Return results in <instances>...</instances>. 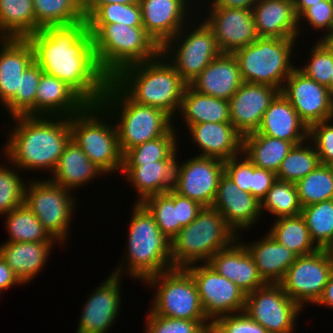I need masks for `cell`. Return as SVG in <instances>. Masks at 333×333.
Listing matches in <instances>:
<instances>
[{
  "mask_svg": "<svg viewBox=\"0 0 333 333\" xmlns=\"http://www.w3.org/2000/svg\"><path fill=\"white\" fill-rule=\"evenodd\" d=\"M237 239L224 217L213 207H204L197 218L182 227L171 240L173 268L207 263L210 258L229 247Z\"/></svg>",
  "mask_w": 333,
  "mask_h": 333,
  "instance_id": "obj_7",
  "label": "cell"
},
{
  "mask_svg": "<svg viewBox=\"0 0 333 333\" xmlns=\"http://www.w3.org/2000/svg\"><path fill=\"white\" fill-rule=\"evenodd\" d=\"M285 83L280 92L308 128L314 123L333 119V95L328 87L307 77L297 67Z\"/></svg>",
  "mask_w": 333,
  "mask_h": 333,
  "instance_id": "obj_17",
  "label": "cell"
},
{
  "mask_svg": "<svg viewBox=\"0 0 333 333\" xmlns=\"http://www.w3.org/2000/svg\"><path fill=\"white\" fill-rule=\"evenodd\" d=\"M310 237L319 249L333 242V199L302 207Z\"/></svg>",
  "mask_w": 333,
  "mask_h": 333,
  "instance_id": "obj_43",
  "label": "cell"
},
{
  "mask_svg": "<svg viewBox=\"0 0 333 333\" xmlns=\"http://www.w3.org/2000/svg\"><path fill=\"white\" fill-rule=\"evenodd\" d=\"M333 119L317 122L309 127L308 139L314 145L321 164L333 162Z\"/></svg>",
  "mask_w": 333,
  "mask_h": 333,
  "instance_id": "obj_52",
  "label": "cell"
},
{
  "mask_svg": "<svg viewBox=\"0 0 333 333\" xmlns=\"http://www.w3.org/2000/svg\"><path fill=\"white\" fill-rule=\"evenodd\" d=\"M316 305H323L328 308H333V271L330 274L328 283L324 287L323 293Z\"/></svg>",
  "mask_w": 333,
  "mask_h": 333,
  "instance_id": "obj_60",
  "label": "cell"
},
{
  "mask_svg": "<svg viewBox=\"0 0 333 333\" xmlns=\"http://www.w3.org/2000/svg\"><path fill=\"white\" fill-rule=\"evenodd\" d=\"M331 5H333V0H327Z\"/></svg>",
  "mask_w": 333,
  "mask_h": 333,
  "instance_id": "obj_66",
  "label": "cell"
},
{
  "mask_svg": "<svg viewBox=\"0 0 333 333\" xmlns=\"http://www.w3.org/2000/svg\"><path fill=\"white\" fill-rule=\"evenodd\" d=\"M36 32L46 27L71 25L85 19L82 0H32Z\"/></svg>",
  "mask_w": 333,
  "mask_h": 333,
  "instance_id": "obj_38",
  "label": "cell"
},
{
  "mask_svg": "<svg viewBox=\"0 0 333 333\" xmlns=\"http://www.w3.org/2000/svg\"><path fill=\"white\" fill-rule=\"evenodd\" d=\"M280 90L243 82L229 99L230 122L244 136L257 131L263 115Z\"/></svg>",
  "mask_w": 333,
  "mask_h": 333,
  "instance_id": "obj_21",
  "label": "cell"
},
{
  "mask_svg": "<svg viewBox=\"0 0 333 333\" xmlns=\"http://www.w3.org/2000/svg\"><path fill=\"white\" fill-rule=\"evenodd\" d=\"M327 87H328L329 92L333 95V71H332V75L330 78V83Z\"/></svg>",
  "mask_w": 333,
  "mask_h": 333,
  "instance_id": "obj_64",
  "label": "cell"
},
{
  "mask_svg": "<svg viewBox=\"0 0 333 333\" xmlns=\"http://www.w3.org/2000/svg\"><path fill=\"white\" fill-rule=\"evenodd\" d=\"M191 141L201 149L199 156L226 161L242 154L243 135L231 122L189 125Z\"/></svg>",
  "mask_w": 333,
  "mask_h": 333,
  "instance_id": "obj_25",
  "label": "cell"
},
{
  "mask_svg": "<svg viewBox=\"0 0 333 333\" xmlns=\"http://www.w3.org/2000/svg\"><path fill=\"white\" fill-rule=\"evenodd\" d=\"M145 333H210L208 320H185L159 316L149 310Z\"/></svg>",
  "mask_w": 333,
  "mask_h": 333,
  "instance_id": "obj_49",
  "label": "cell"
},
{
  "mask_svg": "<svg viewBox=\"0 0 333 333\" xmlns=\"http://www.w3.org/2000/svg\"><path fill=\"white\" fill-rule=\"evenodd\" d=\"M319 39L324 47L333 55V30L331 32L325 33V35Z\"/></svg>",
  "mask_w": 333,
  "mask_h": 333,
  "instance_id": "obj_62",
  "label": "cell"
},
{
  "mask_svg": "<svg viewBox=\"0 0 333 333\" xmlns=\"http://www.w3.org/2000/svg\"><path fill=\"white\" fill-rule=\"evenodd\" d=\"M311 60L298 69L318 84L328 86L333 71V55L318 42L310 49Z\"/></svg>",
  "mask_w": 333,
  "mask_h": 333,
  "instance_id": "obj_50",
  "label": "cell"
},
{
  "mask_svg": "<svg viewBox=\"0 0 333 333\" xmlns=\"http://www.w3.org/2000/svg\"><path fill=\"white\" fill-rule=\"evenodd\" d=\"M203 208L199 202L177 193L178 221L182 227L188 226L194 221Z\"/></svg>",
  "mask_w": 333,
  "mask_h": 333,
  "instance_id": "obj_56",
  "label": "cell"
},
{
  "mask_svg": "<svg viewBox=\"0 0 333 333\" xmlns=\"http://www.w3.org/2000/svg\"><path fill=\"white\" fill-rule=\"evenodd\" d=\"M258 37L297 38L298 18L289 0H258L252 8Z\"/></svg>",
  "mask_w": 333,
  "mask_h": 333,
  "instance_id": "obj_30",
  "label": "cell"
},
{
  "mask_svg": "<svg viewBox=\"0 0 333 333\" xmlns=\"http://www.w3.org/2000/svg\"><path fill=\"white\" fill-rule=\"evenodd\" d=\"M297 39L258 37L234 51L243 82L268 85L281 91L296 68L290 59Z\"/></svg>",
  "mask_w": 333,
  "mask_h": 333,
  "instance_id": "obj_9",
  "label": "cell"
},
{
  "mask_svg": "<svg viewBox=\"0 0 333 333\" xmlns=\"http://www.w3.org/2000/svg\"><path fill=\"white\" fill-rule=\"evenodd\" d=\"M35 32L32 0H0V38H28Z\"/></svg>",
  "mask_w": 333,
  "mask_h": 333,
  "instance_id": "obj_36",
  "label": "cell"
},
{
  "mask_svg": "<svg viewBox=\"0 0 333 333\" xmlns=\"http://www.w3.org/2000/svg\"><path fill=\"white\" fill-rule=\"evenodd\" d=\"M256 132L298 145L308 140L309 128L280 92L265 111Z\"/></svg>",
  "mask_w": 333,
  "mask_h": 333,
  "instance_id": "obj_28",
  "label": "cell"
},
{
  "mask_svg": "<svg viewBox=\"0 0 333 333\" xmlns=\"http://www.w3.org/2000/svg\"><path fill=\"white\" fill-rule=\"evenodd\" d=\"M88 24L122 23L143 26L140 3L106 4L100 6L88 19Z\"/></svg>",
  "mask_w": 333,
  "mask_h": 333,
  "instance_id": "obj_48",
  "label": "cell"
},
{
  "mask_svg": "<svg viewBox=\"0 0 333 333\" xmlns=\"http://www.w3.org/2000/svg\"><path fill=\"white\" fill-rule=\"evenodd\" d=\"M112 80L136 103L159 108L172 119L179 111L186 83L161 53L123 68Z\"/></svg>",
  "mask_w": 333,
  "mask_h": 333,
  "instance_id": "obj_3",
  "label": "cell"
},
{
  "mask_svg": "<svg viewBox=\"0 0 333 333\" xmlns=\"http://www.w3.org/2000/svg\"><path fill=\"white\" fill-rule=\"evenodd\" d=\"M108 117L110 114L100 104H88L69 117L71 139L104 175L120 172L123 166L114 120Z\"/></svg>",
  "mask_w": 333,
  "mask_h": 333,
  "instance_id": "obj_8",
  "label": "cell"
},
{
  "mask_svg": "<svg viewBox=\"0 0 333 333\" xmlns=\"http://www.w3.org/2000/svg\"><path fill=\"white\" fill-rule=\"evenodd\" d=\"M331 260L333 261V242L326 248Z\"/></svg>",
  "mask_w": 333,
  "mask_h": 333,
  "instance_id": "obj_63",
  "label": "cell"
},
{
  "mask_svg": "<svg viewBox=\"0 0 333 333\" xmlns=\"http://www.w3.org/2000/svg\"><path fill=\"white\" fill-rule=\"evenodd\" d=\"M16 284L23 285L0 256V294L3 290L14 287Z\"/></svg>",
  "mask_w": 333,
  "mask_h": 333,
  "instance_id": "obj_57",
  "label": "cell"
},
{
  "mask_svg": "<svg viewBox=\"0 0 333 333\" xmlns=\"http://www.w3.org/2000/svg\"><path fill=\"white\" fill-rule=\"evenodd\" d=\"M11 119L16 125L3 148L7 161L18 170L52 173L71 138L69 117L19 115Z\"/></svg>",
  "mask_w": 333,
  "mask_h": 333,
  "instance_id": "obj_2",
  "label": "cell"
},
{
  "mask_svg": "<svg viewBox=\"0 0 333 333\" xmlns=\"http://www.w3.org/2000/svg\"><path fill=\"white\" fill-rule=\"evenodd\" d=\"M176 127H173L163 136L139 144L123 154V166H140L142 163L168 160L178 153Z\"/></svg>",
  "mask_w": 333,
  "mask_h": 333,
  "instance_id": "obj_40",
  "label": "cell"
},
{
  "mask_svg": "<svg viewBox=\"0 0 333 333\" xmlns=\"http://www.w3.org/2000/svg\"><path fill=\"white\" fill-rule=\"evenodd\" d=\"M185 269L196 283L201 306L211 323L223 315L244 311L246 294L231 280L218 274L207 263L191 264Z\"/></svg>",
  "mask_w": 333,
  "mask_h": 333,
  "instance_id": "obj_14",
  "label": "cell"
},
{
  "mask_svg": "<svg viewBox=\"0 0 333 333\" xmlns=\"http://www.w3.org/2000/svg\"><path fill=\"white\" fill-rule=\"evenodd\" d=\"M43 71L34 61L20 77V91L5 106L9 116H36V93Z\"/></svg>",
  "mask_w": 333,
  "mask_h": 333,
  "instance_id": "obj_46",
  "label": "cell"
},
{
  "mask_svg": "<svg viewBox=\"0 0 333 333\" xmlns=\"http://www.w3.org/2000/svg\"><path fill=\"white\" fill-rule=\"evenodd\" d=\"M211 8V9H210ZM205 23L212 29L222 53L232 54L257 38L251 9L210 7Z\"/></svg>",
  "mask_w": 333,
  "mask_h": 333,
  "instance_id": "obj_18",
  "label": "cell"
},
{
  "mask_svg": "<svg viewBox=\"0 0 333 333\" xmlns=\"http://www.w3.org/2000/svg\"><path fill=\"white\" fill-rule=\"evenodd\" d=\"M100 174L103 175L104 173L89 160L82 149L70 138L51 174L53 176L48 179L72 192V190L90 183Z\"/></svg>",
  "mask_w": 333,
  "mask_h": 333,
  "instance_id": "obj_33",
  "label": "cell"
},
{
  "mask_svg": "<svg viewBox=\"0 0 333 333\" xmlns=\"http://www.w3.org/2000/svg\"><path fill=\"white\" fill-rule=\"evenodd\" d=\"M192 2L189 0H139L143 27L161 48L190 23V18L193 19ZM190 5L191 7H188Z\"/></svg>",
  "mask_w": 333,
  "mask_h": 333,
  "instance_id": "obj_20",
  "label": "cell"
},
{
  "mask_svg": "<svg viewBox=\"0 0 333 333\" xmlns=\"http://www.w3.org/2000/svg\"><path fill=\"white\" fill-rule=\"evenodd\" d=\"M332 271L333 261L327 250L318 249L314 253L297 256L278 284L303 308L304 304H316Z\"/></svg>",
  "mask_w": 333,
  "mask_h": 333,
  "instance_id": "obj_13",
  "label": "cell"
},
{
  "mask_svg": "<svg viewBox=\"0 0 333 333\" xmlns=\"http://www.w3.org/2000/svg\"><path fill=\"white\" fill-rule=\"evenodd\" d=\"M277 181V175L273 171L257 167L253 164V181L251 194L260 202L266 196L268 190Z\"/></svg>",
  "mask_w": 333,
  "mask_h": 333,
  "instance_id": "obj_55",
  "label": "cell"
},
{
  "mask_svg": "<svg viewBox=\"0 0 333 333\" xmlns=\"http://www.w3.org/2000/svg\"><path fill=\"white\" fill-rule=\"evenodd\" d=\"M55 243L58 242H4L0 256L25 285L44 269Z\"/></svg>",
  "mask_w": 333,
  "mask_h": 333,
  "instance_id": "obj_31",
  "label": "cell"
},
{
  "mask_svg": "<svg viewBox=\"0 0 333 333\" xmlns=\"http://www.w3.org/2000/svg\"><path fill=\"white\" fill-rule=\"evenodd\" d=\"M242 84L236 58L233 54L222 53L188 85L201 94L229 101Z\"/></svg>",
  "mask_w": 333,
  "mask_h": 333,
  "instance_id": "obj_26",
  "label": "cell"
},
{
  "mask_svg": "<svg viewBox=\"0 0 333 333\" xmlns=\"http://www.w3.org/2000/svg\"><path fill=\"white\" fill-rule=\"evenodd\" d=\"M38 180V181H37ZM25 186L24 204L33 212L48 233L58 242L67 241L75 197L68 189L51 180L37 179Z\"/></svg>",
  "mask_w": 333,
  "mask_h": 333,
  "instance_id": "obj_12",
  "label": "cell"
},
{
  "mask_svg": "<svg viewBox=\"0 0 333 333\" xmlns=\"http://www.w3.org/2000/svg\"><path fill=\"white\" fill-rule=\"evenodd\" d=\"M240 235L227 248L218 251L207 262L218 274L231 280L248 294L267 283L260 276L255 262L240 241Z\"/></svg>",
  "mask_w": 333,
  "mask_h": 333,
  "instance_id": "obj_23",
  "label": "cell"
},
{
  "mask_svg": "<svg viewBox=\"0 0 333 333\" xmlns=\"http://www.w3.org/2000/svg\"><path fill=\"white\" fill-rule=\"evenodd\" d=\"M323 0H295L293 2L294 12L298 18L307 8L319 3Z\"/></svg>",
  "mask_w": 333,
  "mask_h": 333,
  "instance_id": "obj_61",
  "label": "cell"
},
{
  "mask_svg": "<svg viewBox=\"0 0 333 333\" xmlns=\"http://www.w3.org/2000/svg\"><path fill=\"white\" fill-rule=\"evenodd\" d=\"M7 242H57L24 203L5 215Z\"/></svg>",
  "mask_w": 333,
  "mask_h": 333,
  "instance_id": "obj_39",
  "label": "cell"
},
{
  "mask_svg": "<svg viewBox=\"0 0 333 333\" xmlns=\"http://www.w3.org/2000/svg\"><path fill=\"white\" fill-rule=\"evenodd\" d=\"M240 156V158H239ZM243 154L224 161V173L243 191L251 193L253 163Z\"/></svg>",
  "mask_w": 333,
  "mask_h": 333,
  "instance_id": "obj_53",
  "label": "cell"
},
{
  "mask_svg": "<svg viewBox=\"0 0 333 333\" xmlns=\"http://www.w3.org/2000/svg\"><path fill=\"white\" fill-rule=\"evenodd\" d=\"M268 233L297 256L308 255L319 249L312 241L301 214L277 218Z\"/></svg>",
  "mask_w": 333,
  "mask_h": 333,
  "instance_id": "obj_37",
  "label": "cell"
},
{
  "mask_svg": "<svg viewBox=\"0 0 333 333\" xmlns=\"http://www.w3.org/2000/svg\"><path fill=\"white\" fill-rule=\"evenodd\" d=\"M306 18V19H305ZM301 20L309 25L313 26L312 29L326 30L331 32L333 30V5H331L327 0H323L315 5L307 8L298 17V30L300 31ZM300 24V25H299Z\"/></svg>",
  "mask_w": 333,
  "mask_h": 333,
  "instance_id": "obj_54",
  "label": "cell"
},
{
  "mask_svg": "<svg viewBox=\"0 0 333 333\" xmlns=\"http://www.w3.org/2000/svg\"><path fill=\"white\" fill-rule=\"evenodd\" d=\"M88 30L98 66L109 79L127 66L153 60L161 54V47L143 26L88 24Z\"/></svg>",
  "mask_w": 333,
  "mask_h": 333,
  "instance_id": "obj_5",
  "label": "cell"
},
{
  "mask_svg": "<svg viewBox=\"0 0 333 333\" xmlns=\"http://www.w3.org/2000/svg\"><path fill=\"white\" fill-rule=\"evenodd\" d=\"M192 21L161 48V53L187 85L222 54L212 29L205 21L202 20L197 26L192 25Z\"/></svg>",
  "mask_w": 333,
  "mask_h": 333,
  "instance_id": "obj_10",
  "label": "cell"
},
{
  "mask_svg": "<svg viewBox=\"0 0 333 333\" xmlns=\"http://www.w3.org/2000/svg\"><path fill=\"white\" fill-rule=\"evenodd\" d=\"M34 62L28 38H0V102L5 107L20 91V77Z\"/></svg>",
  "mask_w": 333,
  "mask_h": 333,
  "instance_id": "obj_24",
  "label": "cell"
},
{
  "mask_svg": "<svg viewBox=\"0 0 333 333\" xmlns=\"http://www.w3.org/2000/svg\"><path fill=\"white\" fill-rule=\"evenodd\" d=\"M134 204L127 231V252L124 253L127 261L123 259L112 273L122 276L127 272L130 277L145 281L173 269L171 240L160 231L154 217L142 203Z\"/></svg>",
  "mask_w": 333,
  "mask_h": 333,
  "instance_id": "obj_4",
  "label": "cell"
},
{
  "mask_svg": "<svg viewBox=\"0 0 333 333\" xmlns=\"http://www.w3.org/2000/svg\"><path fill=\"white\" fill-rule=\"evenodd\" d=\"M179 112L187 127L205 122H230L229 101L201 94L189 85L183 91Z\"/></svg>",
  "mask_w": 333,
  "mask_h": 333,
  "instance_id": "obj_34",
  "label": "cell"
},
{
  "mask_svg": "<svg viewBox=\"0 0 333 333\" xmlns=\"http://www.w3.org/2000/svg\"><path fill=\"white\" fill-rule=\"evenodd\" d=\"M99 104L113 115L110 116L112 120L118 121L114 124L122 154L165 135L173 127L174 119L163 110L134 102L112 79L108 81Z\"/></svg>",
  "mask_w": 333,
  "mask_h": 333,
  "instance_id": "obj_6",
  "label": "cell"
},
{
  "mask_svg": "<svg viewBox=\"0 0 333 333\" xmlns=\"http://www.w3.org/2000/svg\"><path fill=\"white\" fill-rule=\"evenodd\" d=\"M155 290L150 311L164 317L185 320H208L200 303L198 289L185 268H173L144 281Z\"/></svg>",
  "mask_w": 333,
  "mask_h": 333,
  "instance_id": "obj_11",
  "label": "cell"
},
{
  "mask_svg": "<svg viewBox=\"0 0 333 333\" xmlns=\"http://www.w3.org/2000/svg\"><path fill=\"white\" fill-rule=\"evenodd\" d=\"M87 105L66 82L43 72L36 93V116L71 117Z\"/></svg>",
  "mask_w": 333,
  "mask_h": 333,
  "instance_id": "obj_27",
  "label": "cell"
},
{
  "mask_svg": "<svg viewBox=\"0 0 333 333\" xmlns=\"http://www.w3.org/2000/svg\"><path fill=\"white\" fill-rule=\"evenodd\" d=\"M260 210L261 214L267 210L276 218L301 214L295 183L277 180L260 202Z\"/></svg>",
  "mask_w": 333,
  "mask_h": 333,
  "instance_id": "obj_45",
  "label": "cell"
},
{
  "mask_svg": "<svg viewBox=\"0 0 333 333\" xmlns=\"http://www.w3.org/2000/svg\"><path fill=\"white\" fill-rule=\"evenodd\" d=\"M177 153L168 160L142 163L140 166H122L121 173L131 182L139 195L136 203L146 198L168 192L174 186L177 170Z\"/></svg>",
  "mask_w": 333,
  "mask_h": 333,
  "instance_id": "obj_29",
  "label": "cell"
},
{
  "mask_svg": "<svg viewBox=\"0 0 333 333\" xmlns=\"http://www.w3.org/2000/svg\"><path fill=\"white\" fill-rule=\"evenodd\" d=\"M242 244L253 258L260 276L266 283L278 284L297 258L293 251L278 243L267 232L262 239Z\"/></svg>",
  "mask_w": 333,
  "mask_h": 333,
  "instance_id": "obj_32",
  "label": "cell"
},
{
  "mask_svg": "<svg viewBox=\"0 0 333 333\" xmlns=\"http://www.w3.org/2000/svg\"><path fill=\"white\" fill-rule=\"evenodd\" d=\"M223 173L224 161L197 154L182 164L177 163L172 189L203 207H212Z\"/></svg>",
  "mask_w": 333,
  "mask_h": 333,
  "instance_id": "obj_16",
  "label": "cell"
},
{
  "mask_svg": "<svg viewBox=\"0 0 333 333\" xmlns=\"http://www.w3.org/2000/svg\"><path fill=\"white\" fill-rule=\"evenodd\" d=\"M212 207L236 233L252 228L261 218L260 201L251 193L241 190L225 173L220 177Z\"/></svg>",
  "mask_w": 333,
  "mask_h": 333,
  "instance_id": "obj_22",
  "label": "cell"
},
{
  "mask_svg": "<svg viewBox=\"0 0 333 333\" xmlns=\"http://www.w3.org/2000/svg\"><path fill=\"white\" fill-rule=\"evenodd\" d=\"M137 2H139V0H82V8L84 17L87 20L102 5L130 4Z\"/></svg>",
  "mask_w": 333,
  "mask_h": 333,
  "instance_id": "obj_58",
  "label": "cell"
},
{
  "mask_svg": "<svg viewBox=\"0 0 333 333\" xmlns=\"http://www.w3.org/2000/svg\"><path fill=\"white\" fill-rule=\"evenodd\" d=\"M302 207L333 199V172L329 165L320 164L295 183Z\"/></svg>",
  "mask_w": 333,
  "mask_h": 333,
  "instance_id": "obj_42",
  "label": "cell"
},
{
  "mask_svg": "<svg viewBox=\"0 0 333 333\" xmlns=\"http://www.w3.org/2000/svg\"><path fill=\"white\" fill-rule=\"evenodd\" d=\"M294 144L255 132L243 136L242 154L255 166L278 172L281 162Z\"/></svg>",
  "mask_w": 333,
  "mask_h": 333,
  "instance_id": "obj_35",
  "label": "cell"
},
{
  "mask_svg": "<svg viewBox=\"0 0 333 333\" xmlns=\"http://www.w3.org/2000/svg\"><path fill=\"white\" fill-rule=\"evenodd\" d=\"M122 277L111 273L90 294L82 307L76 333H107L121 308Z\"/></svg>",
  "mask_w": 333,
  "mask_h": 333,
  "instance_id": "obj_19",
  "label": "cell"
},
{
  "mask_svg": "<svg viewBox=\"0 0 333 333\" xmlns=\"http://www.w3.org/2000/svg\"><path fill=\"white\" fill-rule=\"evenodd\" d=\"M142 204L154 217L160 231L172 240L181 230L177 214V192H168L146 198Z\"/></svg>",
  "mask_w": 333,
  "mask_h": 333,
  "instance_id": "obj_44",
  "label": "cell"
},
{
  "mask_svg": "<svg viewBox=\"0 0 333 333\" xmlns=\"http://www.w3.org/2000/svg\"><path fill=\"white\" fill-rule=\"evenodd\" d=\"M0 165V216L3 217L11 210L24 203L25 180L15 170L17 167Z\"/></svg>",
  "mask_w": 333,
  "mask_h": 333,
  "instance_id": "obj_47",
  "label": "cell"
},
{
  "mask_svg": "<svg viewBox=\"0 0 333 333\" xmlns=\"http://www.w3.org/2000/svg\"><path fill=\"white\" fill-rule=\"evenodd\" d=\"M301 311L279 284L267 283L246 294L244 312L268 333H293Z\"/></svg>",
  "mask_w": 333,
  "mask_h": 333,
  "instance_id": "obj_15",
  "label": "cell"
},
{
  "mask_svg": "<svg viewBox=\"0 0 333 333\" xmlns=\"http://www.w3.org/2000/svg\"><path fill=\"white\" fill-rule=\"evenodd\" d=\"M210 333H268L267 330L244 311L227 314L217 318L211 326Z\"/></svg>",
  "mask_w": 333,
  "mask_h": 333,
  "instance_id": "obj_51",
  "label": "cell"
},
{
  "mask_svg": "<svg viewBox=\"0 0 333 333\" xmlns=\"http://www.w3.org/2000/svg\"><path fill=\"white\" fill-rule=\"evenodd\" d=\"M213 1V2H212ZM211 6L207 7H231V8H242L251 9L258 0H212Z\"/></svg>",
  "mask_w": 333,
  "mask_h": 333,
  "instance_id": "obj_59",
  "label": "cell"
},
{
  "mask_svg": "<svg viewBox=\"0 0 333 333\" xmlns=\"http://www.w3.org/2000/svg\"><path fill=\"white\" fill-rule=\"evenodd\" d=\"M329 166H330V168H331V170H332V172H333V162H331V163L329 164Z\"/></svg>",
  "mask_w": 333,
  "mask_h": 333,
  "instance_id": "obj_65",
  "label": "cell"
},
{
  "mask_svg": "<svg viewBox=\"0 0 333 333\" xmlns=\"http://www.w3.org/2000/svg\"><path fill=\"white\" fill-rule=\"evenodd\" d=\"M41 70L72 87L88 104H99L110 80L95 58L86 19L46 27L28 37Z\"/></svg>",
  "mask_w": 333,
  "mask_h": 333,
  "instance_id": "obj_1",
  "label": "cell"
},
{
  "mask_svg": "<svg viewBox=\"0 0 333 333\" xmlns=\"http://www.w3.org/2000/svg\"><path fill=\"white\" fill-rule=\"evenodd\" d=\"M308 141L293 146L281 162L277 180L296 183L321 164L314 145Z\"/></svg>",
  "mask_w": 333,
  "mask_h": 333,
  "instance_id": "obj_41",
  "label": "cell"
}]
</instances>
